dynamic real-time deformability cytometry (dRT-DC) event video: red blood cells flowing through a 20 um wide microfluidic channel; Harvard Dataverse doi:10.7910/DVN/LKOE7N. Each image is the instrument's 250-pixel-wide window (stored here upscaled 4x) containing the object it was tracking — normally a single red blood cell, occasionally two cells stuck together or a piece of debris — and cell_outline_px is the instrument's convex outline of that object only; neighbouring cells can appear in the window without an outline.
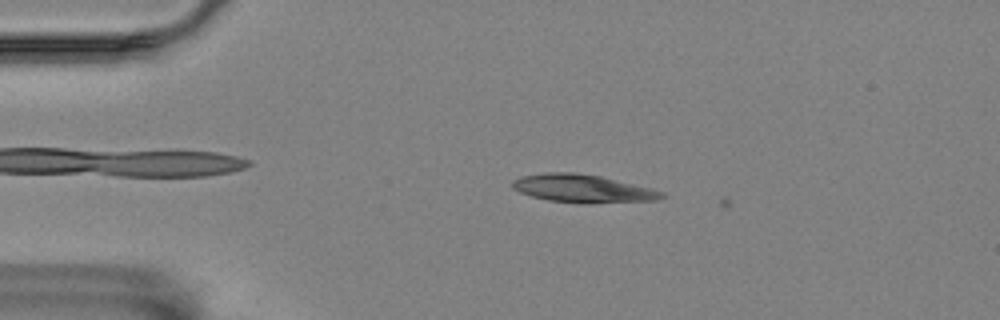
{"species": "Egyptian fruit bat (a non-hibernating species)", "species_latin": "Rousettus aegyptiacus", "temperature_condition": "room temperature", "stored_images_in_passage": 5, "camera_frame_rate_fps": 3000, "um_per_image_px": 0.085, "animal": {"sex": "female"}, "frame": {"image": 1, "passage_image": 4, "time_ms": 1.0, "image_size_px": [1000, 320], "cell_outline_px": [[664, 196], [656, 200], [588, 204], [580, 204], [548, 200], [532, 196], [520, 192], [512, 188], [512, 180], [520, 176], [548, 172], [572, 172], [600, 176], [652, 188], [664, 192]], "centroid_in_image_um": [49.52, 16.03], "position_along_channel_um": 35.5, "area_um2": 24.51}}